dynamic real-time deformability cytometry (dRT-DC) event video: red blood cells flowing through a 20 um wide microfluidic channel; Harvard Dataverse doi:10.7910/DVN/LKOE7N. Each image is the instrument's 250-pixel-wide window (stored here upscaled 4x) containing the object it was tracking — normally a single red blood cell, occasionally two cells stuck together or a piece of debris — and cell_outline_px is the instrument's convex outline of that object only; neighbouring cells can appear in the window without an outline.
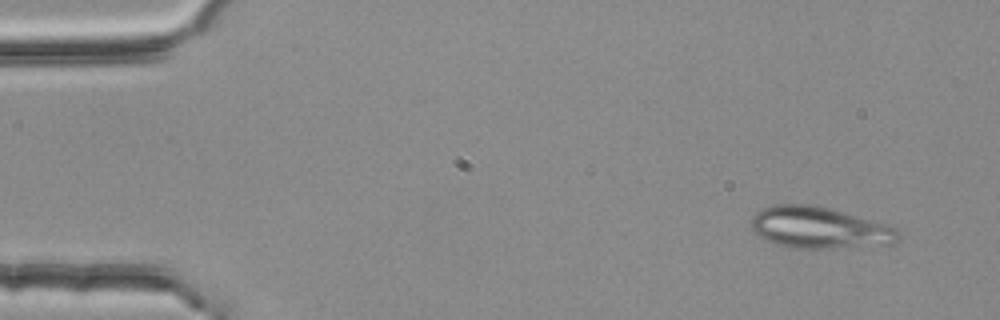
{"species": "common noctule bat (a hibernating species)", "species_latin": "Nyctalus noctula", "temperature_condition": "room temperature", "stored_images_in_passage": 3, "camera_frame_rate_fps": 3000, "um_per_image_px": 0.085, "animal": {"sex": "female", "body_mass_g": 25.1}, "frame": {"image": 1, "passage_image": 1, "time_ms": 0.0, "image_size_px": [1000, 320], "cell_outline_px": [[900, 236], [892, 244], [832, 248], [788, 248], [776, 244], [768, 240], [756, 232], [752, 228], [752, 216], [756, 212], [764, 208], [776, 204], [812, 204], [828, 208], [884, 224], [896, 228]], "centroid_in_image_um": [69.62, 19.36], "position_along_channel_um": 15.4, "area_um2": 35.03}}